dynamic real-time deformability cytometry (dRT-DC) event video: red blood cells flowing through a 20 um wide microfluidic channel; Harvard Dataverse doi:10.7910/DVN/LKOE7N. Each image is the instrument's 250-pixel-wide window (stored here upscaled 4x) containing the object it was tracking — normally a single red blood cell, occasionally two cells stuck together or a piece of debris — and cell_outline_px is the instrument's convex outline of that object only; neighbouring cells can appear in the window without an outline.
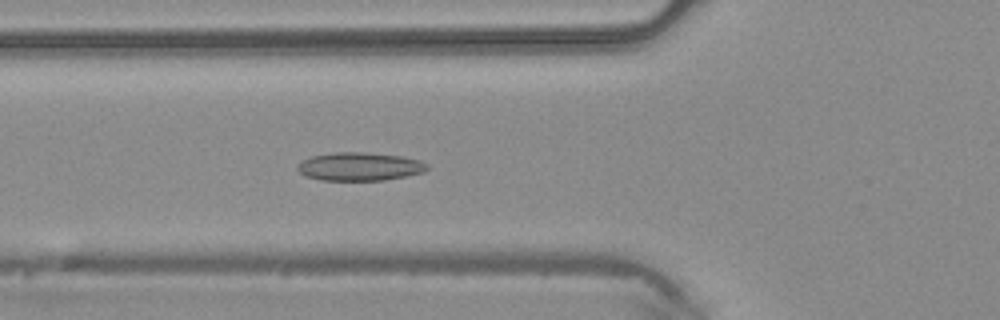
{"species": "common noctule bat (a hibernating species)", "species_latin": "Nyctalus noctula", "temperature_condition": "warm", "stored_images_in_passage": 45, "camera_frame_rate_fps": 3000, "um_per_image_px": 0.085, "animal": {"sex": "male", "body_mass_g": 20.4}, "frame": {"image": 1, "passage_image": 16, "time_ms": 5.0, "image_size_px": [1000, 320], "cell_outline_px": [[428, 168], [424, 172], [384, 180], [320, 180], [304, 176], [296, 168], [304, 160], [312, 156], [336, 152], [364, 152], [400, 156], [420, 160], [428, 164]], "centroid_in_image_um": [30.57, 14.16], "position_along_channel_um": 95.2, "area_um2": 21.21}}
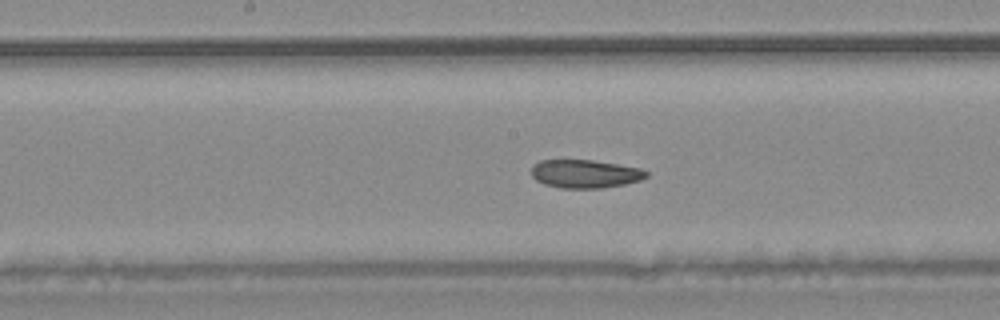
{"frame": {"image": 2, "passage_image": 23, "time_ms": 7.333, "image_size_px": [1000, 320], "cell_outline_px": [[648, 176], [640, 180], [624, 184], [600, 188], [560, 188], [544, 184], [536, 180], [532, 176], [532, 164], [540, 160], [592, 160], [640, 168], [648, 172]], "centroid_in_image_um": [49.7, 14.77], "position_along_channel_um": 198.5, "area_um2": 18.9}}
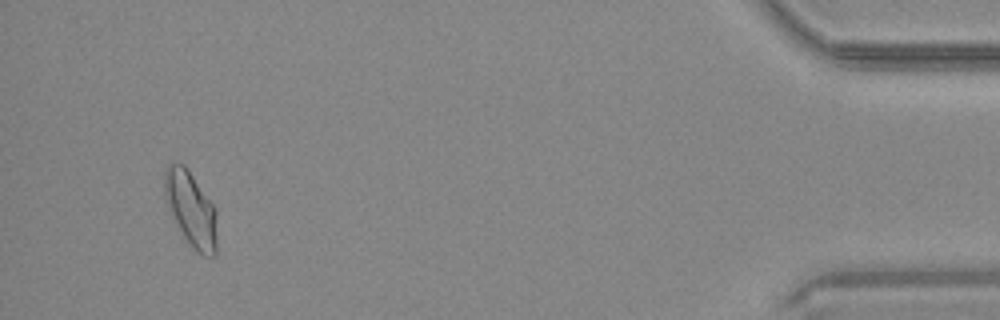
{"frame": {"image": 3, "passage_image": 43, "time_ms": 14.0, "image_size_px": [1000, 320], "cell_outline_px": [[216, 256], [204, 256], [196, 252], [192, 248], [184, 236], [172, 216], [164, 196], [164, 172], [168, 164], [184, 164], [216, 208]], "centroid_in_image_um": [16.23, 17.78], "position_along_channel_um": 419.0, "area_um2": 22.77}}